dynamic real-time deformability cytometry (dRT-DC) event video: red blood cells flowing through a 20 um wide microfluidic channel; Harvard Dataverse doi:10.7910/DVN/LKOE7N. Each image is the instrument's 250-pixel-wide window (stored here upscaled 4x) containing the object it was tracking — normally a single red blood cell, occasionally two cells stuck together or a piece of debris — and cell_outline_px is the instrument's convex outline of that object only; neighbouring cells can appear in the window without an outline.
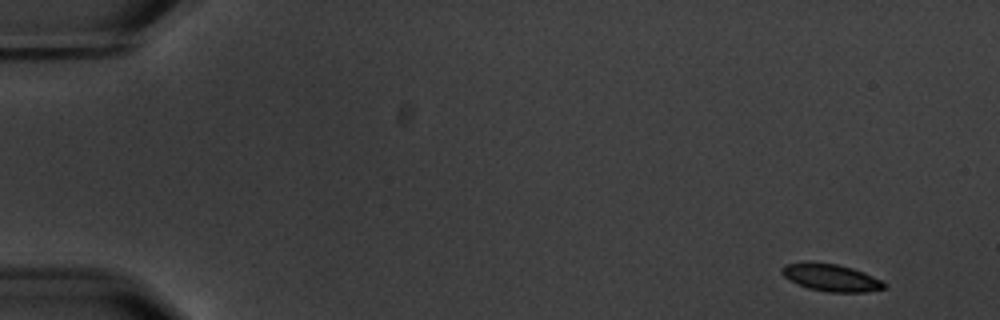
{"species": "common noctule bat (a hibernating species)", "species_latin": "Nyctalus noctula", "temperature_condition": "warm", "stored_images_in_passage": 5, "camera_frame_rate_fps": 3000, "um_per_image_px": 0.085, "animal": {"sex": "male", "body_mass_g": 20.1, "forearm_length_mm": 53.5}, "frame": {"image": 1, "passage_image": 1, "time_ms": 0.0, "image_size_px": [1000, 320], "cell_outline_px": [[888, 284], [884, 288], [864, 292], [828, 292], [808, 288], [796, 284], [788, 280], [780, 272], [780, 268], [784, 264], [836, 264], [852, 268], [864, 272]], "centroid_in_image_um": [70.64, 23.63], "position_along_channel_um": 14.4, "area_um2": 15.84}}
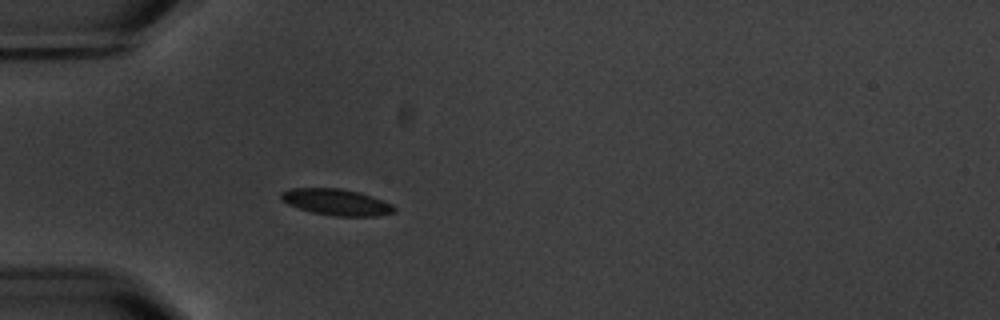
{"frame": {"image": 2, "passage_image": 5, "time_ms": 4.667, "image_size_px": [1000, 320], "cell_outline_px": [[396, 212], [376, 216], [336, 216], [312, 212], [288, 204], [280, 200], [280, 192], [292, 188], [340, 188], [360, 192], [372, 196], [392, 204], [396, 208]], "centroid_in_image_um": [28.6, 17.17], "position_along_channel_um": 56.4, "area_um2": 17.4}}